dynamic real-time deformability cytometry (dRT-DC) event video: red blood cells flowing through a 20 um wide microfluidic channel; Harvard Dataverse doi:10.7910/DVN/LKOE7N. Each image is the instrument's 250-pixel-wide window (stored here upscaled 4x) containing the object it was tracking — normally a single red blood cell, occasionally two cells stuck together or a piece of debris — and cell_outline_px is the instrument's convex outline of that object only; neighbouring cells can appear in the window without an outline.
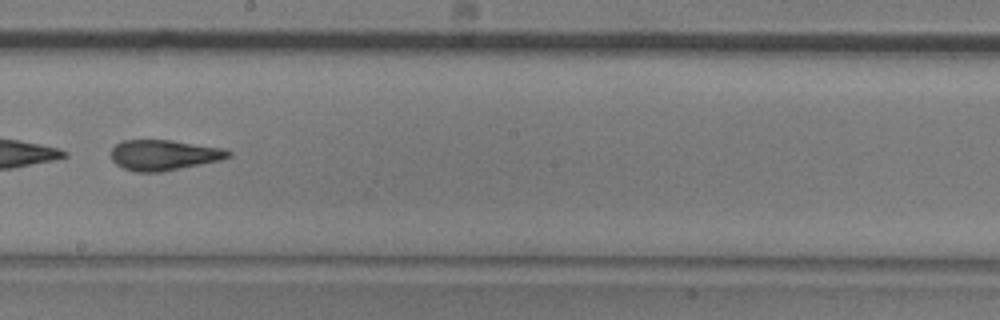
{"species": "common noctule bat (a hibernating species)", "species_latin": "Nyctalus noctula", "temperature_condition": "room temperature", "stored_images_in_passage": 6, "camera_frame_rate_fps": 3000, "um_per_image_px": 0.085, "animal": {"sex": "male", "body_mass_g": 20.5, "forearm_length_mm": 52.5}, "frame": {"image": 1, "passage_image": 6, "time_ms": 5.667, "image_size_px": [1000, 320], "cell_outline_px": [[232, 156], [220, 160], [160, 172], [136, 172], [124, 168], [116, 164], [112, 160], [112, 148], [116, 144], [124, 140], [172, 140], [224, 148], [232, 152]], "centroid_in_image_um": [13.95, 13.17], "position_along_channel_um": 234.3, "area_um2": 20.75}}